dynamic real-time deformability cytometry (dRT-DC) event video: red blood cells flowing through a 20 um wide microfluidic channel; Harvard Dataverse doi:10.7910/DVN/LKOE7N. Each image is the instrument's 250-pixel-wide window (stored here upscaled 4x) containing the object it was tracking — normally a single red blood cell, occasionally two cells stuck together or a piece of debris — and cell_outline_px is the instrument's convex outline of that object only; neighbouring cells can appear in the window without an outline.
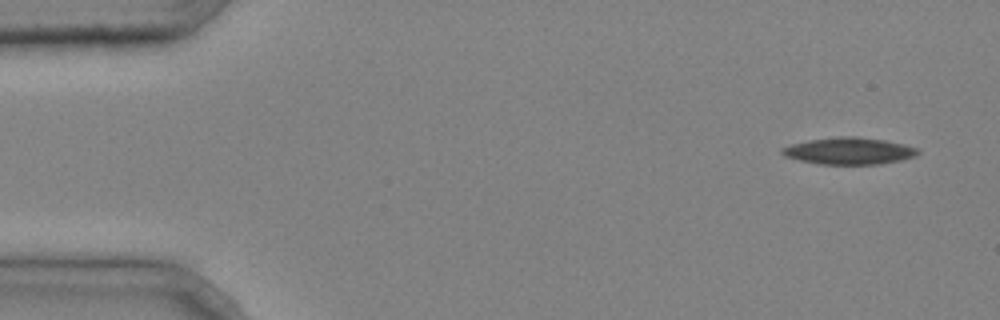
{"species": "common noctule bat (a hibernating species)", "species_latin": "Nyctalus noctula", "temperature_condition": "cold", "stored_images_in_passage": 3, "camera_frame_rate_fps": 3000, "um_per_image_px": 0.085, "animal": {"sex": "male", "body_mass_g": 20.4}, "frame": {"image": 1, "passage_image": 1, "time_ms": 0.0, "image_size_px": [1000, 320], "cell_outline_px": [[920, 152], [916, 156], [900, 160], [880, 164], [820, 164], [800, 160], [784, 156], [780, 152], [780, 148], [792, 144], [808, 140], [840, 136], [856, 136], [884, 140], [904, 144], [920, 148]], "centroid_in_image_um": [72.19, 12.82], "position_along_channel_um": 12.8, "area_um2": 21.33}}
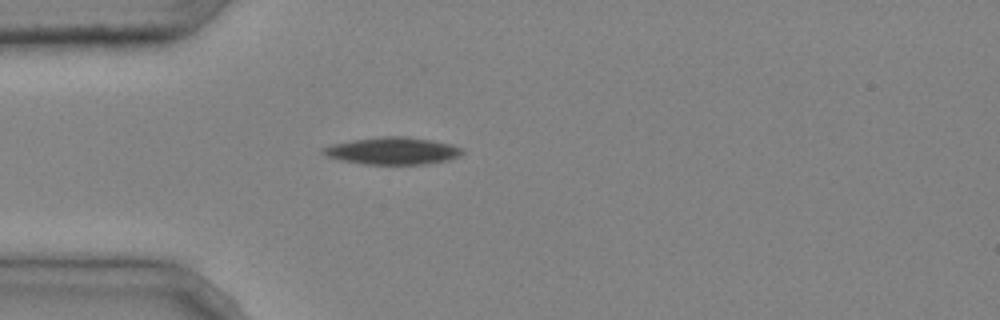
{"frame": {"image": 2, "passage_image": 3, "time_ms": 0.667, "image_size_px": [1000, 320], "cell_outline_px": [[464, 152], [460, 156], [448, 160], [424, 164], [364, 164], [344, 160], [328, 156], [320, 152], [320, 148], [332, 144], [352, 140], [380, 136], [404, 136], [432, 140], [452, 144], [464, 148]], "centroid_in_image_um": [33.4, 12.81], "position_along_channel_um": 51.6, "area_um2": 22.14}}